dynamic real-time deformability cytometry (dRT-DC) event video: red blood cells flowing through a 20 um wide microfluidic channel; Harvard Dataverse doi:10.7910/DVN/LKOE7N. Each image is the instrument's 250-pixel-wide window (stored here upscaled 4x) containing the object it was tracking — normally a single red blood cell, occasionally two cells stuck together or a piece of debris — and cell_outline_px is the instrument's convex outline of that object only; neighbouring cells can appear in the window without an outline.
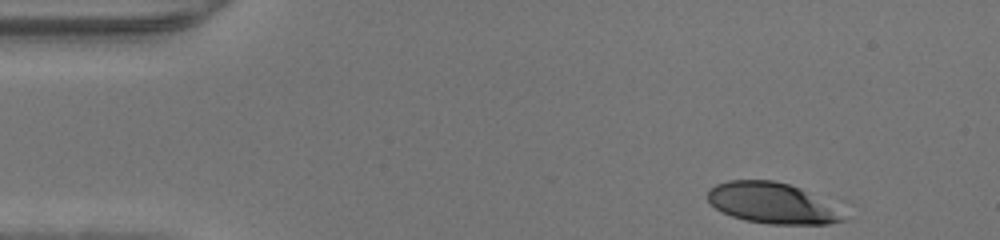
{"species": "human", "species_latin": "Homo sapiens", "temperature_condition": "warm", "stored_images_in_passage": 34, "camera_frame_rate_fps": 3000, "um_per_image_px": 0.085, "donor": {"sex": "male"}, "frame": {"image": 1, "passage_image": 1, "time_ms": 0.0, "image_size_px": [1000, 240], "cell_outline_px": [[844, 220], [828, 224], [768, 224], [744, 220], [732, 216], [716, 208], [708, 200], [708, 188], [716, 184], [728, 180], [772, 180], [788, 184], [800, 188], [828, 208]], "centroid_in_image_um": [65.4, 17.25], "position_along_channel_um": 19.6, "area_um2": 30.75}}
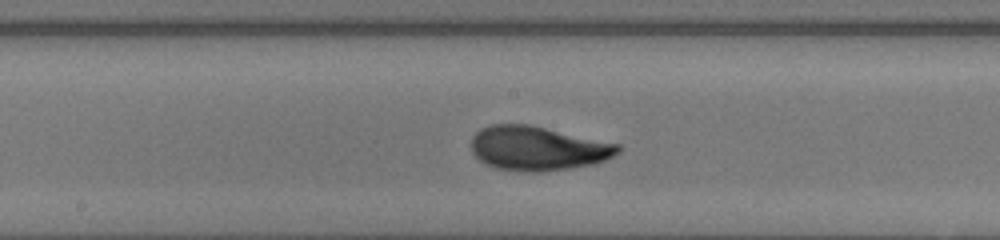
{"frame": {"image": 2, "passage_image": 20, "time_ms": 6.333, "image_size_px": [1000, 240], "cell_outline_px": [[620, 152], [604, 160], [592, 164], [568, 168], [540, 172], [524, 172], [496, 168], [484, 164], [472, 152], [472, 136], [480, 128], [488, 124], [528, 124], [620, 144]], "centroid_in_image_um": [45.67, 12.6], "position_along_channel_um": 202.5, "area_um2": 37.8}}
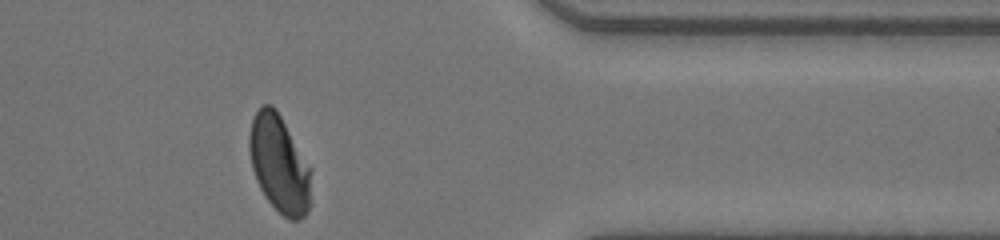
{"frame": {"image": 3, "passage_image": 34, "time_ms": 11.0, "image_size_px": [1000, 240], "cell_outline_px": [[312, 204], [308, 212], [300, 220], [288, 220], [264, 196], [256, 180], [252, 168], [248, 148], [248, 136], [252, 120], [260, 104], [272, 104], [276, 108], [312, 168]], "centroid_in_image_um": [23.77, 13.95], "position_along_channel_um": 387.6, "area_um2": 35.95}}